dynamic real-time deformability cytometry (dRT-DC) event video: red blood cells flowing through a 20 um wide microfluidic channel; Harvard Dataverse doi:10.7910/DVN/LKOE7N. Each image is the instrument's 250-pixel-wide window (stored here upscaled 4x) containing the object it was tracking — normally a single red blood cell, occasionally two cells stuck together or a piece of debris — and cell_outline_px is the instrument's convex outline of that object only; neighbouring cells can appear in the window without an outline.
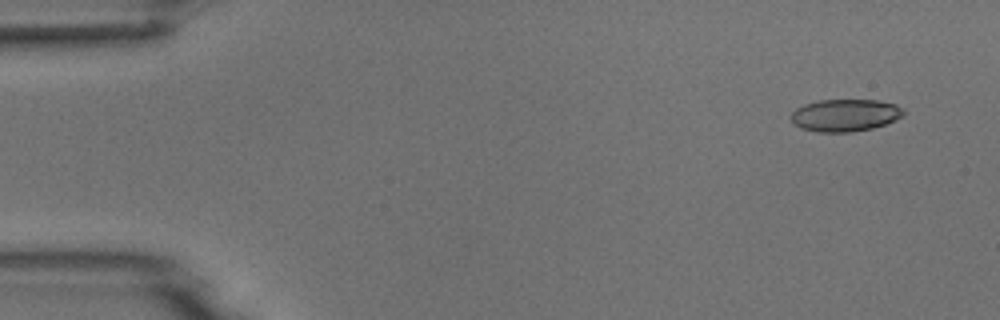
{"species": "common noctule bat (a hibernating species)", "species_latin": "Nyctalus noctula", "temperature_condition": "room temperature", "stored_images_in_passage": 6, "camera_frame_rate_fps": 3000, "um_per_image_px": 0.085, "animal": {"sex": "male", "body_mass_g": 18.8}, "frame": {"image": 1, "passage_image": 1, "time_ms": 0.0, "image_size_px": [1000, 320], "cell_outline_px": [[904, 116], [884, 124], [872, 128], [852, 132], [816, 132], [800, 128], [792, 120], [792, 112], [796, 108], [804, 104], [820, 100], [876, 100], [896, 104], [904, 108]], "centroid_in_image_um": [71.85, 9.79], "position_along_channel_um": 13.1, "area_um2": 21.15}}
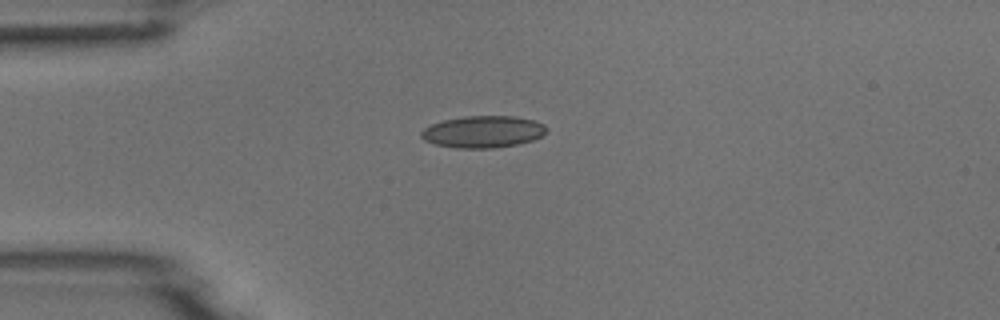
{"frame": {"image": 2, "passage_image": 4, "time_ms": 3.333, "image_size_px": [1000, 320], "cell_outline_px": [[548, 128], [540, 136], [532, 140], [516, 144], [492, 148], [456, 148], [436, 144], [424, 140], [420, 136], [420, 132], [424, 128], [432, 124], [444, 120], [464, 116], [512, 116], [536, 120], [544, 124]], "centroid_in_image_um": [41.05, 11.19], "position_along_channel_um": 44.0, "area_um2": 23.18}}